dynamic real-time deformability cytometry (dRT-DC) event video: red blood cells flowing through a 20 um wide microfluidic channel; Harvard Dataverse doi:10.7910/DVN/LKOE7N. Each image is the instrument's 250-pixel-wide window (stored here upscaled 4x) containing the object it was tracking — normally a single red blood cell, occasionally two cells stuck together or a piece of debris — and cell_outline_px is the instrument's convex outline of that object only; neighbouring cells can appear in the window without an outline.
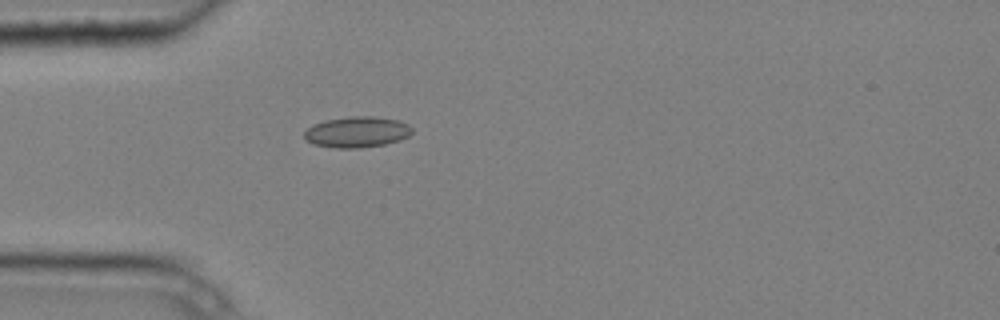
{"species": "common noctule bat (a hibernating species)", "species_latin": "Nyctalus noctula", "temperature_condition": "cold", "stored_images_in_passage": 1, "camera_frame_rate_fps": 3000, "um_per_image_px": 0.085, "animal": {"sex": "male", "body_mass_g": 20.4}, "frame": {"image": 1, "passage_image": 1, "time_ms": 0.0, "image_size_px": [1000, 320], "cell_outline_px": [[412, 132], [408, 136], [400, 140], [384, 144], [360, 148], [332, 148], [312, 144], [304, 136], [304, 132], [312, 124], [324, 120], [348, 116], [372, 116], [400, 120], [408, 124], [412, 128]], "centroid_in_image_um": [30.33, 11.21], "position_along_channel_um": 54.7, "area_um2": 19.59}}